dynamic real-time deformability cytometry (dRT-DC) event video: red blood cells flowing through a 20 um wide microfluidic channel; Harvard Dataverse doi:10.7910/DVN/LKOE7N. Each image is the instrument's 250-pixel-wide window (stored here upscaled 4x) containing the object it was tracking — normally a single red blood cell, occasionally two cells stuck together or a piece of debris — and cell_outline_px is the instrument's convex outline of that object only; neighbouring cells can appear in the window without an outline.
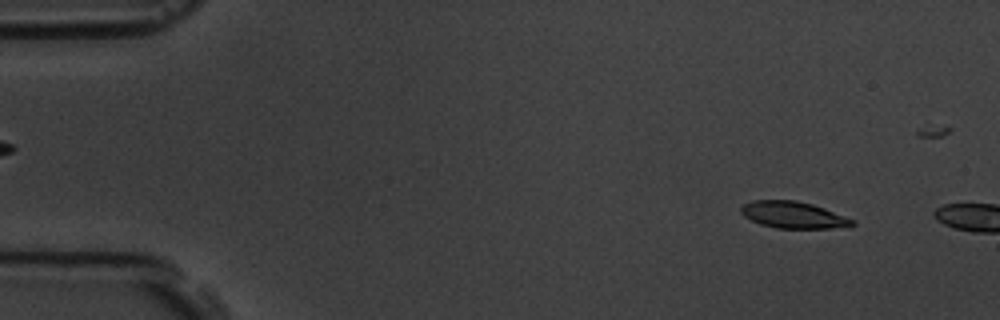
{"species": "common noctule bat (a hibernating species)", "species_latin": "Nyctalus noctula", "temperature_condition": "room temperature", "stored_images_in_passage": 2, "camera_frame_rate_fps": 3000, "um_per_image_px": 0.085, "animal": {"sex": "male", "body_mass_g": 19.5, "forearm_length_mm": 54.6}, "frame": {"image": 1, "passage_image": 1, "time_ms": 0.0, "image_size_px": [1000, 320], "cell_outline_px": [[856, 224], [848, 228], [776, 228], [760, 224], [744, 216], [740, 212], [740, 208], [744, 204], [752, 200], [796, 200], [812, 204], [824, 208], [856, 220]], "centroid_in_image_um": [67.48, 18.27], "position_along_channel_um": 17.5, "area_um2": 17.51}}